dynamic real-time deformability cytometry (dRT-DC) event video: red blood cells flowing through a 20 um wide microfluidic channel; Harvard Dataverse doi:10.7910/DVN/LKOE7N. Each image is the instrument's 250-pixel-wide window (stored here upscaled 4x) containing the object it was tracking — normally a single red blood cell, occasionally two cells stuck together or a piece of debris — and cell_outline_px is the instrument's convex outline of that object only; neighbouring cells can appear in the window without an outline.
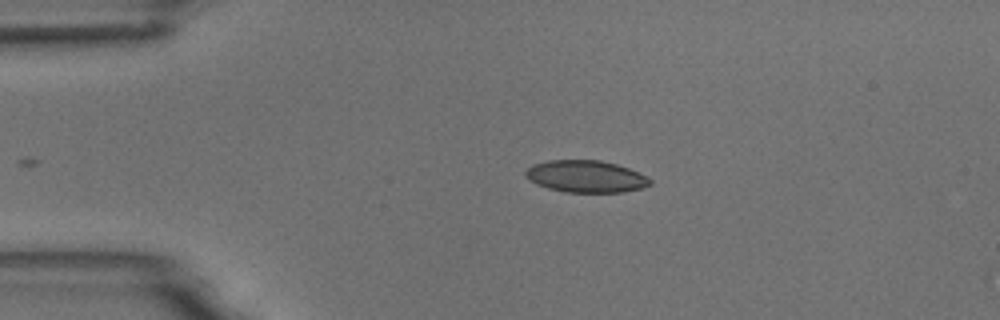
{"species": "common noctule bat (a hibernating species)", "species_latin": "Nyctalus noctula", "temperature_condition": "room temperature", "stored_images_in_passage": 3, "camera_frame_rate_fps": 3000, "um_per_image_px": 0.085, "animal": {"sex": "male", "body_mass_g": 18.8}, "frame": {"image": 1, "passage_image": 3, "time_ms": 2.333, "image_size_px": [1000, 320], "cell_outline_px": [[652, 184], [644, 188], [620, 192], [564, 192], [548, 188], [536, 184], [524, 176], [524, 172], [532, 164], [548, 160], [600, 160], [616, 164], [628, 168], [648, 176], [652, 180]], "centroid_in_image_um": [49.8, 14.99], "position_along_channel_um": 35.2, "area_um2": 23.41}}